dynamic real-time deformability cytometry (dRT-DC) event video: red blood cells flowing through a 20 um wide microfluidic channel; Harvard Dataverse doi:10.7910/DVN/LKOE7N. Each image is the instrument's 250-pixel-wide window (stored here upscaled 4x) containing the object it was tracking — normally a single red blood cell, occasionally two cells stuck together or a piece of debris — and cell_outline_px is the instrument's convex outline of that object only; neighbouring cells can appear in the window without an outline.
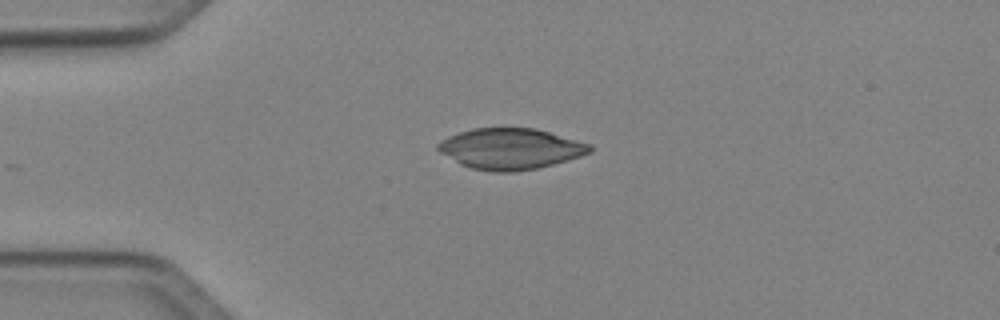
{"species": "Egyptian fruit bat (a non-hibernating species)", "species_latin": "Rousettus aegyptiacus", "temperature_condition": "cold", "stored_images_in_passage": 4, "camera_frame_rate_fps": 3000, "um_per_image_px": 0.085, "animal": {"sex": "female"}, "frame": {"image": 1, "passage_image": 3, "time_ms": 2.333, "image_size_px": [1000, 320], "cell_outline_px": [[592, 152], [568, 160], [536, 168], [512, 172], [496, 172], [468, 168], [460, 164], [440, 152], [436, 148], [436, 144], [440, 140], [448, 136], [472, 128], [536, 128], [592, 144]], "centroid_in_image_um": [43.38, 12.64], "position_along_channel_um": 41.6, "area_um2": 36.3}}